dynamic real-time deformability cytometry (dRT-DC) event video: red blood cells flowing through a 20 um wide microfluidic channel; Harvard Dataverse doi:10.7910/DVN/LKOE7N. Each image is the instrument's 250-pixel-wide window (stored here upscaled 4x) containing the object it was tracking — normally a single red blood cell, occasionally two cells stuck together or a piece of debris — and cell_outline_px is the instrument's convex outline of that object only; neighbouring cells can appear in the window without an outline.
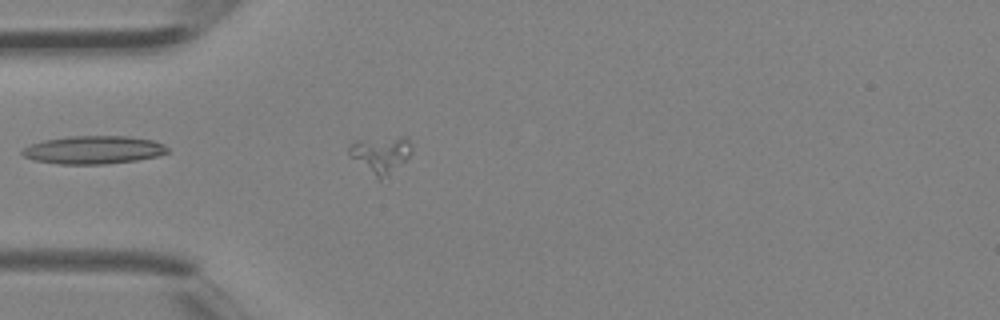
{"species": "Egyptian fruit bat (a non-hibernating species)", "species_latin": "Rousettus aegyptiacus", "temperature_condition": "room temperature", "stored_images_in_passage": 2, "camera_frame_rate_fps": 3000, "um_per_image_px": 0.085, "animal": {"sex": "female"}, "frame": {"image": 1, "passage_image": 2, "time_ms": 0.333, "image_size_px": [1000, 320], "cell_outline_px": [[412, 152], [404, 160], [380, 180], [348, 156], [348, 144], [352, 140], [400, 136], [408, 136], [412, 148]], "centroid_in_image_um": [32.3, 13.06], "position_along_channel_um": 52.7, "area_um2": 13.41}}